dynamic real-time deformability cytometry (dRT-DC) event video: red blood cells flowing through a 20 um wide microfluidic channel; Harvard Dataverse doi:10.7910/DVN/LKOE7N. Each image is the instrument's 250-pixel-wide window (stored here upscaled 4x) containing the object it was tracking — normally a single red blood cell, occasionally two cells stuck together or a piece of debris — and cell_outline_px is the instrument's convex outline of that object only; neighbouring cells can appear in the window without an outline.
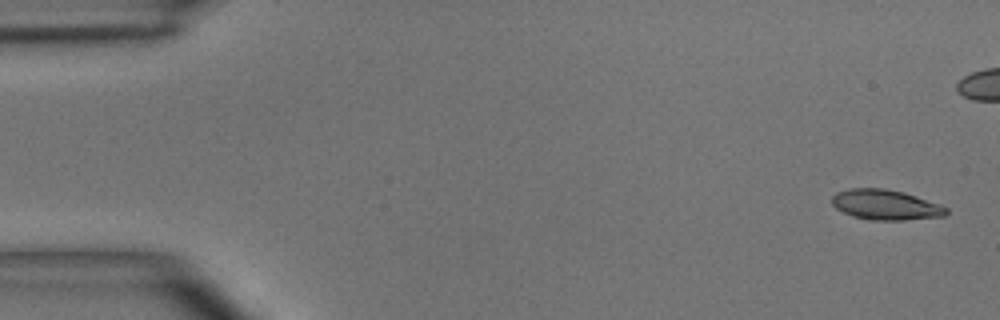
{"species": "common noctule bat (a hibernating species)", "species_latin": "Nyctalus noctula", "temperature_condition": "room temperature", "stored_images_in_passage": 6, "camera_frame_rate_fps": 3000, "um_per_image_px": 0.085, "animal": {"sex": "male", "body_mass_g": 15.6}, "frame": {"image": 1, "passage_image": 1, "time_ms": 0.0, "image_size_px": [1000, 320], "cell_outline_px": [[948, 212], [944, 216], [904, 220], [872, 220], [852, 216], [836, 208], [832, 204], [832, 196], [836, 192], [848, 188], [884, 188], [904, 192], [940, 204], [948, 208]], "centroid_in_image_um": [75.27, 17.4], "position_along_channel_um": 9.7, "area_um2": 20.17}}
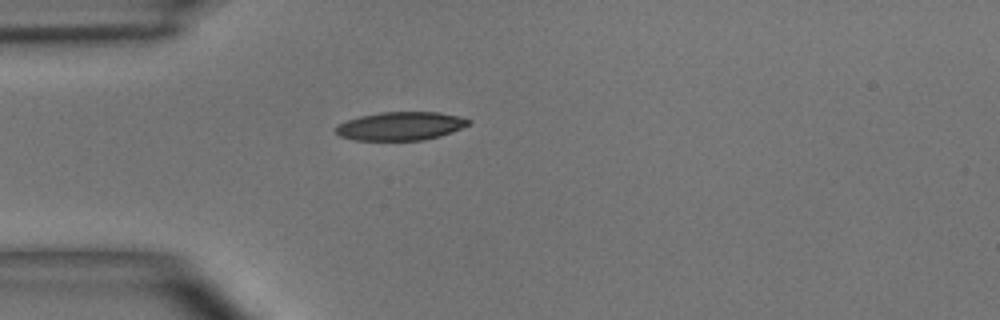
{"frame": {"image": 2, "passage_image": 5, "time_ms": 5.667, "image_size_px": [1000, 320], "cell_outline_px": [[472, 124], [452, 132], [440, 136], [424, 140], [352, 140], [340, 136], [336, 132], [336, 124], [360, 116], [380, 112], [440, 112], [472, 120]], "centroid_in_image_um": [34.06, 10.72], "position_along_channel_um": 50.9, "area_um2": 22.08}}